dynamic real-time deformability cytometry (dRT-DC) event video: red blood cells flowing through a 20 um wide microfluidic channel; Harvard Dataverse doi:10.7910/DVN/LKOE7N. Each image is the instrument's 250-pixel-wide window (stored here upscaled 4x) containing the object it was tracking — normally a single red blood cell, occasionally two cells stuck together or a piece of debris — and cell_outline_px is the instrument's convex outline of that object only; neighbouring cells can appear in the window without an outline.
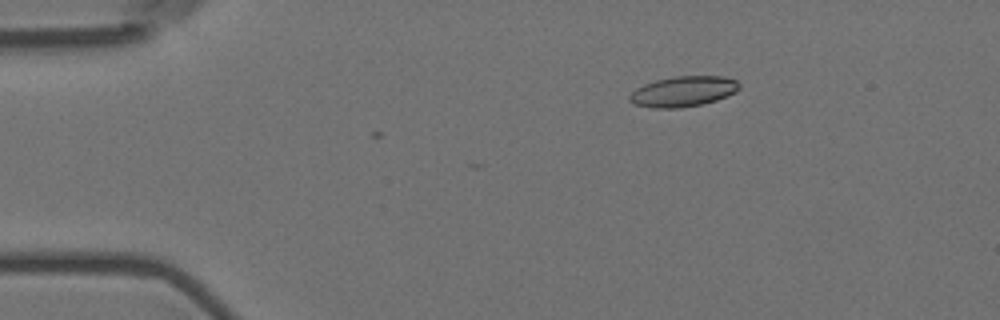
{"species": "Egyptian fruit bat (a non-hibernating species)", "species_latin": "Rousettus aegyptiacus", "temperature_condition": "room temperature", "stored_images_in_passage": 3, "camera_frame_rate_fps": 3000, "um_per_image_px": 0.085, "animal": {"sex": "female"}, "frame": {"image": 1, "passage_image": 1, "time_ms": 0.0, "image_size_px": [1000, 320], "cell_outline_px": [[740, 88], [736, 92], [716, 100], [700, 104], [680, 108], [652, 108], [636, 104], [628, 100], [628, 96], [636, 88], [644, 84], [656, 80], [676, 76], [724, 76], [736, 80], [740, 84]], "centroid_in_image_um": [58.08, 7.77], "position_along_channel_um": 26.9, "area_um2": 19.42}}
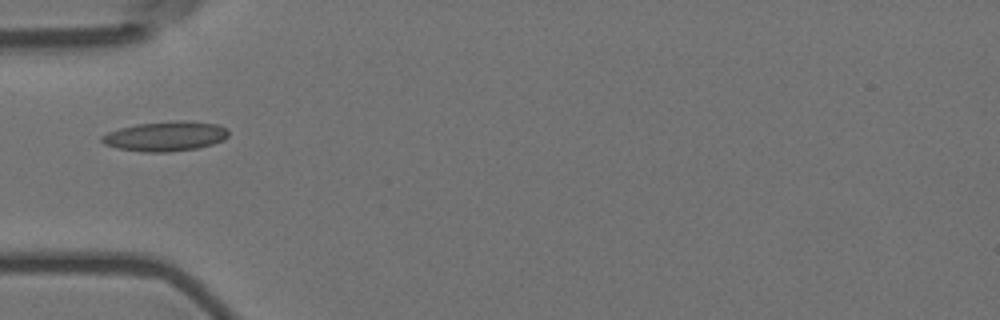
{"frame": {"image": 2, "passage_image": 3, "time_ms": 0.667, "image_size_px": [1000, 320], "cell_outline_px": [[228, 136], [224, 140], [212, 144], [196, 148], [168, 152], [144, 152], [116, 148], [104, 144], [100, 140], [100, 136], [108, 132], [120, 128], [136, 124], [180, 120], [184, 120], [216, 124], [228, 128]], "centroid_in_image_um": [14.05, 11.58], "position_along_channel_um": 70.9, "area_um2": 22.02}}